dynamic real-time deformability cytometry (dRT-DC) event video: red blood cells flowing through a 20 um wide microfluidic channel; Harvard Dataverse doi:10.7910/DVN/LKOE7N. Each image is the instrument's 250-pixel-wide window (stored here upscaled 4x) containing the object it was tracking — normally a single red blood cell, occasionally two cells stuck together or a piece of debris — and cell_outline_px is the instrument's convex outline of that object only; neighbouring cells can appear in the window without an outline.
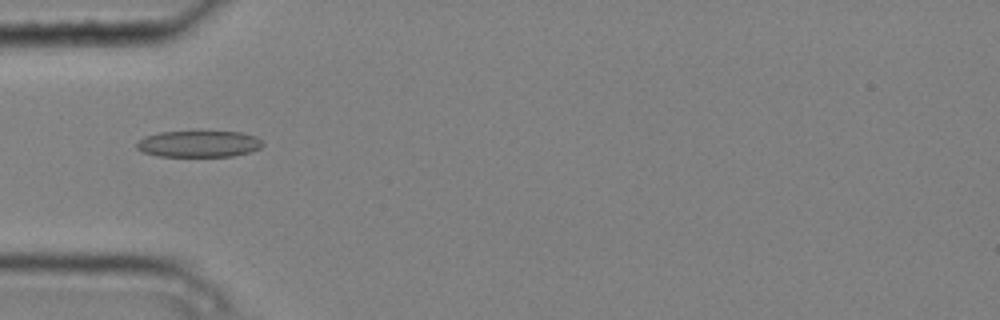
{"species": "common noctule bat (a hibernating species)", "species_latin": "Nyctalus noctula", "temperature_condition": "cold", "stored_images_in_passage": 4, "camera_frame_rate_fps": 3000, "um_per_image_px": 0.085, "animal": {"sex": "male", "body_mass_g": 20.4}, "frame": {"image": 1, "passage_image": 2, "time_ms": 0.333, "image_size_px": [1000, 320], "cell_outline_px": [[264, 144], [260, 148], [252, 152], [232, 156], [156, 156], [144, 152], [136, 148], [136, 140], [144, 136], [160, 132], [196, 128], [200, 128], [240, 132], [256, 136]], "centroid_in_image_um": [16.88, 12.17], "position_along_channel_um": 68.1, "area_um2": 20.69}}
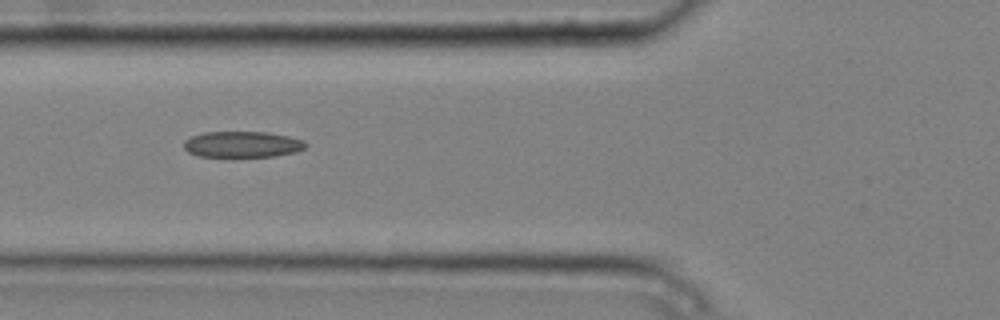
{"frame": {"image": 2, "passage_image": 3, "time_ms": 0.667, "image_size_px": [1000, 320], "cell_outline_px": [[308, 144], [304, 148], [296, 152], [276, 156], [196, 156], [188, 152], [184, 148], [184, 140], [192, 136], [204, 132], [268, 132], [288, 136], [304, 140]], "centroid_in_image_um": [20.61, 12.26], "position_along_channel_um": 105.2, "area_um2": 18.5}}
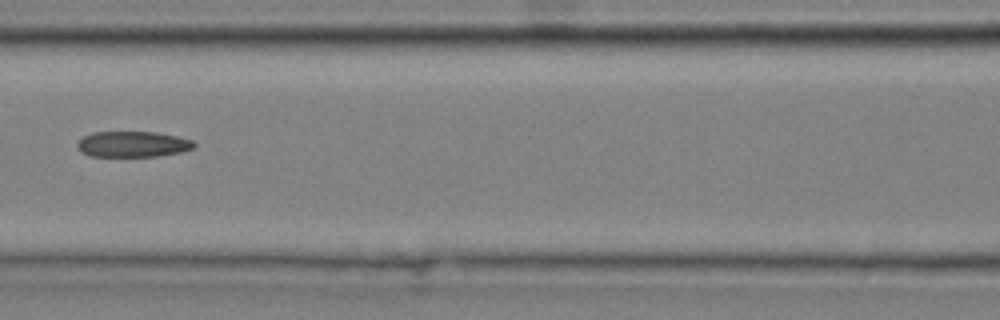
{"frame": {"image": 3, "passage_image": 4, "time_ms": 1.0, "image_size_px": [1000, 320], "cell_outline_px": [[196, 144], [192, 148], [180, 152], [156, 156], [88, 156], [80, 152], [76, 144], [84, 136], [92, 132], [156, 132], [176, 136], [192, 140]], "centroid_in_image_um": [11.25, 12.25], "position_along_channel_um": 155.4, "area_um2": 17.46}}